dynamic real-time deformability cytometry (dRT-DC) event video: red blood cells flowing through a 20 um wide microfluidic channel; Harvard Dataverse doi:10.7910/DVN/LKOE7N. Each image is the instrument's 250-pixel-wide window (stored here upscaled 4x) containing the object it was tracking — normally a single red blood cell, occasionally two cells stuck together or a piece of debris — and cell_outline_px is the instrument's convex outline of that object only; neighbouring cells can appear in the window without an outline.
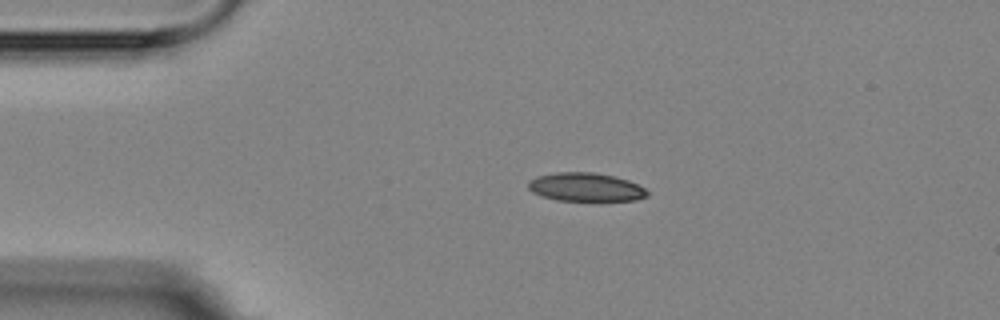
{"species": "Egyptian fruit bat (a non-hibernating species)", "species_latin": "Rousettus aegyptiacus", "temperature_condition": "room temperature", "stored_images_in_passage": 4, "camera_frame_rate_fps": 3000, "um_per_image_px": 0.085, "animal": {"sex": "female"}, "frame": {"image": 1, "passage_image": 3, "time_ms": 3.0, "image_size_px": [1000, 320], "cell_outline_px": [[648, 196], [636, 200], [556, 200], [532, 192], [528, 188], [528, 180], [536, 176], [556, 172], [592, 172], [612, 176], [628, 180], [644, 188], [648, 192]], "centroid_in_image_um": [49.75, 15.89], "position_along_channel_um": 35.2, "area_um2": 19.59}}